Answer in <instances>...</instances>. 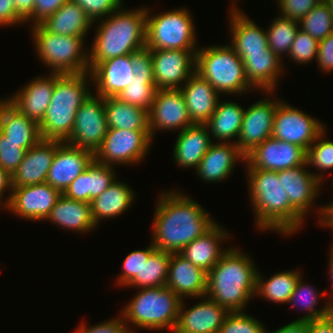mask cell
I'll return each mask as SVG.
<instances>
[{
	"instance_id": "28",
	"label": "cell",
	"mask_w": 333,
	"mask_h": 333,
	"mask_svg": "<svg viewBox=\"0 0 333 333\" xmlns=\"http://www.w3.org/2000/svg\"><path fill=\"white\" fill-rule=\"evenodd\" d=\"M223 227L215 223L207 232L185 246L179 253L196 267L208 273L227 251L219 244L229 239ZM225 239V240H224Z\"/></svg>"
},
{
	"instance_id": "37",
	"label": "cell",
	"mask_w": 333,
	"mask_h": 333,
	"mask_svg": "<svg viewBox=\"0 0 333 333\" xmlns=\"http://www.w3.org/2000/svg\"><path fill=\"white\" fill-rule=\"evenodd\" d=\"M301 272L296 270L276 273L267 280L258 271L255 295L274 303H287L295 289Z\"/></svg>"
},
{
	"instance_id": "35",
	"label": "cell",
	"mask_w": 333,
	"mask_h": 333,
	"mask_svg": "<svg viewBox=\"0 0 333 333\" xmlns=\"http://www.w3.org/2000/svg\"><path fill=\"white\" fill-rule=\"evenodd\" d=\"M245 109L236 102L219 101L216 110L206 123L210 135L214 139L223 143H228V140L233 139V143L237 142L240 134L243 115ZM236 140V141H235Z\"/></svg>"
},
{
	"instance_id": "41",
	"label": "cell",
	"mask_w": 333,
	"mask_h": 333,
	"mask_svg": "<svg viewBox=\"0 0 333 333\" xmlns=\"http://www.w3.org/2000/svg\"><path fill=\"white\" fill-rule=\"evenodd\" d=\"M299 29L309 33L318 42L333 33V16L325 0L317 4L299 21Z\"/></svg>"
},
{
	"instance_id": "15",
	"label": "cell",
	"mask_w": 333,
	"mask_h": 333,
	"mask_svg": "<svg viewBox=\"0 0 333 333\" xmlns=\"http://www.w3.org/2000/svg\"><path fill=\"white\" fill-rule=\"evenodd\" d=\"M193 125L180 89H160L148 111V127L151 139L157 130H178Z\"/></svg>"
},
{
	"instance_id": "11",
	"label": "cell",
	"mask_w": 333,
	"mask_h": 333,
	"mask_svg": "<svg viewBox=\"0 0 333 333\" xmlns=\"http://www.w3.org/2000/svg\"><path fill=\"white\" fill-rule=\"evenodd\" d=\"M325 129V125L305 112L277 99L272 137L296 144L306 151Z\"/></svg>"
},
{
	"instance_id": "13",
	"label": "cell",
	"mask_w": 333,
	"mask_h": 333,
	"mask_svg": "<svg viewBox=\"0 0 333 333\" xmlns=\"http://www.w3.org/2000/svg\"><path fill=\"white\" fill-rule=\"evenodd\" d=\"M307 151L293 143L267 138L245 155L247 169L281 171L306 163Z\"/></svg>"
},
{
	"instance_id": "54",
	"label": "cell",
	"mask_w": 333,
	"mask_h": 333,
	"mask_svg": "<svg viewBox=\"0 0 333 333\" xmlns=\"http://www.w3.org/2000/svg\"><path fill=\"white\" fill-rule=\"evenodd\" d=\"M63 195L77 201L89 203V165L72 181Z\"/></svg>"
},
{
	"instance_id": "3",
	"label": "cell",
	"mask_w": 333,
	"mask_h": 333,
	"mask_svg": "<svg viewBox=\"0 0 333 333\" xmlns=\"http://www.w3.org/2000/svg\"><path fill=\"white\" fill-rule=\"evenodd\" d=\"M230 246L207 273L206 296L229 312L243 311L256 295L257 273L254 261Z\"/></svg>"
},
{
	"instance_id": "48",
	"label": "cell",
	"mask_w": 333,
	"mask_h": 333,
	"mask_svg": "<svg viewBox=\"0 0 333 333\" xmlns=\"http://www.w3.org/2000/svg\"><path fill=\"white\" fill-rule=\"evenodd\" d=\"M26 150L21 143L7 140L0 132V166L11 176L17 170L25 156Z\"/></svg>"
},
{
	"instance_id": "10",
	"label": "cell",
	"mask_w": 333,
	"mask_h": 333,
	"mask_svg": "<svg viewBox=\"0 0 333 333\" xmlns=\"http://www.w3.org/2000/svg\"><path fill=\"white\" fill-rule=\"evenodd\" d=\"M150 130L108 128L94 159L105 165L134 164L143 160L152 144ZM115 163V164H114Z\"/></svg>"
},
{
	"instance_id": "12",
	"label": "cell",
	"mask_w": 333,
	"mask_h": 333,
	"mask_svg": "<svg viewBox=\"0 0 333 333\" xmlns=\"http://www.w3.org/2000/svg\"><path fill=\"white\" fill-rule=\"evenodd\" d=\"M107 131L104 98L92 93L79 107L72 133L65 142L95 154Z\"/></svg>"
},
{
	"instance_id": "22",
	"label": "cell",
	"mask_w": 333,
	"mask_h": 333,
	"mask_svg": "<svg viewBox=\"0 0 333 333\" xmlns=\"http://www.w3.org/2000/svg\"><path fill=\"white\" fill-rule=\"evenodd\" d=\"M165 286L181 300L206 296L207 273L189 262L180 253H172Z\"/></svg>"
},
{
	"instance_id": "21",
	"label": "cell",
	"mask_w": 333,
	"mask_h": 333,
	"mask_svg": "<svg viewBox=\"0 0 333 333\" xmlns=\"http://www.w3.org/2000/svg\"><path fill=\"white\" fill-rule=\"evenodd\" d=\"M62 141L40 139L29 148L12 174V187H23L46 182L57 147Z\"/></svg>"
},
{
	"instance_id": "40",
	"label": "cell",
	"mask_w": 333,
	"mask_h": 333,
	"mask_svg": "<svg viewBox=\"0 0 333 333\" xmlns=\"http://www.w3.org/2000/svg\"><path fill=\"white\" fill-rule=\"evenodd\" d=\"M269 29L266 30L269 49L281 60L284 52L290 51L291 44L299 30V21L291 20L282 16L276 17Z\"/></svg>"
},
{
	"instance_id": "32",
	"label": "cell",
	"mask_w": 333,
	"mask_h": 333,
	"mask_svg": "<svg viewBox=\"0 0 333 333\" xmlns=\"http://www.w3.org/2000/svg\"><path fill=\"white\" fill-rule=\"evenodd\" d=\"M47 220L63 229L81 233H88L96 227L92 220L90 203L77 201L63 194L57 199Z\"/></svg>"
},
{
	"instance_id": "49",
	"label": "cell",
	"mask_w": 333,
	"mask_h": 333,
	"mask_svg": "<svg viewBox=\"0 0 333 333\" xmlns=\"http://www.w3.org/2000/svg\"><path fill=\"white\" fill-rule=\"evenodd\" d=\"M78 4L92 20L98 21L99 18H106L114 11L122 8V0H71Z\"/></svg>"
},
{
	"instance_id": "64",
	"label": "cell",
	"mask_w": 333,
	"mask_h": 333,
	"mask_svg": "<svg viewBox=\"0 0 333 333\" xmlns=\"http://www.w3.org/2000/svg\"><path fill=\"white\" fill-rule=\"evenodd\" d=\"M6 101V99H0V107H1V105L4 103Z\"/></svg>"
},
{
	"instance_id": "58",
	"label": "cell",
	"mask_w": 333,
	"mask_h": 333,
	"mask_svg": "<svg viewBox=\"0 0 333 333\" xmlns=\"http://www.w3.org/2000/svg\"><path fill=\"white\" fill-rule=\"evenodd\" d=\"M12 188V176L0 166V207H8L11 198ZM7 189L9 190L10 194L8 195L9 197H7L6 200L3 202V195H5L4 192H6Z\"/></svg>"
},
{
	"instance_id": "8",
	"label": "cell",
	"mask_w": 333,
	"mask_h": 333,
	"mask_svg": "<svg viewBox=\"0 0 333 333\" xmlns=\"http://www.w3.org/2000/svg\"><path fill=\"white\" fill-rule=\"evenodd\" d=\"M32 39L41 62L54 74L89 72V53L85 37L60 35L46 31L40 24L32 25Z\"/></svg>"
},
{
	"instance_id": "1",
	"label": "cell",
	"mask_w": 333,
	"mask_h": 333,
	"mask_svg": "<svg viewBox=\"0 0 333 333\" xmlns=\"http://www.w3.org/2000/svg\"><path fill=\"white\" fill-rule=\"evenodd\" d=\"M176 191L160 194L151 241L157 250L171 253H179L216 223L199 203Z\"/></svg>"
},
{
	"instance_id": "20",
	"label": "cell",
	"mask_w": 333,
	"mask_h": 333,
	"mask_svg": "<svg viewBox=\"0 0 333 333\" xmlns=\"http://www.w3.org/2000/svg\"><path fill=\"white\" fill-rule=\"evenodd\" d=\"M186 310L184 299L179 306L178 321L173 333H218L229 311L207 296ZM185 308V309H184Z\"/></svg>"
},
{
	"instance_id": "24",
	"label": "cell",
	"mask_w": 333,
	"mask_h": 333,
	"mask_svg": "<svg viewBox=\"0 0 333 333\" xmlns=\"http://www.w3.org/2000/svg\"><path fill=\"white\" fill-rule=\"evenodd\" d=\"M90 73L97 90L96 96L117 97L131 84L134 77L131 54L107 59L99 63Z\"/></svg>"
},
{
	"instance_id": "38",
	"label": "cell",
	"mask_w": 333,
	"mask_h": 333,
	"mask_svg": "<svg viewBox=\"0 0 333 333\" xmlns=\"http://www.w3.org/2000/svg\"><path fill=\"white\" fill-rule=\"evenodd\" d=\"M171 254L156 249L149 257H143L140 278H133L125 287L141 289L165 286Z\"/></svg>"
},
{
	"instance_id": "29",
	"label": "cell",
	"mask_w": 333,
	"mask_h": 333,
	"mask_svg": "<svg viewBox=\"0 0 333 333\" xmlns=\"http://www.w3.org/2000/svg\"><path fill=\"white\" fill-rule=\"evenodd\" d=\"M243 60L246 79L257 90L273 93L277 86V80L283 73V60H281L269 48L264 53L239 55Z\"/></svg>"
},
{
	"instance_id": "5",
	"label": "cell",
	"mask_w": 333,
	"mask_h": 333,
	"mask_svg": "<svg viewBox=\"0 0 333 333\" xmlns=\"http://www.w3.org/2000/svg\"><path fill=\"white\" fill-rule=\"evenodd\" d=\"M88 79L92 81L90 72L56 74L50 105L39 124L41 139L65 142L70 137L79 107L92 94Z\"/></svg>"
},
{
	"instance_id": "55",
	"label": "cell",
	"mask_w": 333,
	"mask_h": 333,
	"mask_svg": "<svg viewBox=\"0 0 333 333\" xmlns=\"http://www.w3.org/2000/svg\"><path fill=\"white\" fill-rule=\"evenodd\" d=\"M316 62L324 73L333 70V33L319 41Z\"/></svg>"
},
{
	"instance_id": "51",
	"label": "cell",
	"mask_w": 333,
	"mask_h": 333,
	"mask_svg": "<svg viewBox=\"0 0 333 333\" xmlns=\"http://www.w3.org/2000/svg\"><path fill=\"white\" fill-rule=\"evenodd\" d=\"M85 325L81 323L74 333H135L133 329H129V325L127 326L121 316L94 326Z\"/></svg>"
},
{
	"instance_id": "59",
	"label": "cell",
	"mask_w": 333,
	"mask_h": 333,
	"mask_svg": "<svg viewBox=\"0 0 333 333\" xmlns=\"http://www.w3.org/2000/svg\"><path fill=\"white\" fill-rule=\"evenodd\" d=\"M333 176V175H332ZM332 186H333V179H332ZM316 214H319V225L325 226L327 228L333 227V202L328 203L327 205H323V207L317 208ZM321 217V218H320Z\"/></svg>"
},
{
	"instance_id": "14",
	"label": "cell",
	"mask_w": 333,
	"mask_h": 333,
	"mask_svg": "<svg viewBox=\"0 0 333 333\" xmlns=\"http://www.w3.org/2000/svg\"><path fill=\"white\" fill-rule=\"evenodd\" d=\"M197 50H151L154 82L160 89H180L195 72Z\"/></svg>"
},
{
	"instance_id": "16",
	"label": "cell",
	"mask_w": 333,
	"mask_h": 333,
	"mask_svg": "<svg viewBox=\"0 0 333 333\" xmlns=\"http://www.w3.org/2000/svg\"><path fill=\"white\" fill-rule=\"evenodd\" d=\"M61 193L48 183L13 187L7 209L28 221L46 220Z\"/></svg>"
},
{
	"instance_id": "34",
	"label": "cell",
	"mask_w": 333,
	"mask_h": 333,
	"mask_svg": "<svg viewBox=\"0 0 333 333\" xmlns=\"http://www.w3.org/2000/svg\"><path fill=\"white\" fill-rule=\"evenodd\" d=\"M92 24L85 11L71 0L65 2L59 10L40 23L50 33L78 37H86Z\"/></svg>"
},
{
	"instance_id": "52",
	"label": "cell",
	"mask_w": 333,
	"mask_h": 333,
	"mask_svg": "<svg viewBox=\"0 0 333 333\" xmlns=\"http://www.w3.org/2000/svg\"><path fill=\"white\" fill-rule=\"evenodd\" d=\"M131 62L135 78H154L151 49L144 47L134 52Z\"/></svg>"
},
{
	"instance_id": "42",
	"label": "cell",
	"mask_w": 333,
	"mask_h": 333,
	"mask_svg": "<svg viewBox=\"0 0 333 333\" xmlns=\"http://www.w3.org/2000/svg\"><path fill=\"white\" fill-rule=\"evenodd\" d=\"M154 78H135L117 96L122 101L149 111L157 92Z\"/></svg>"
},
{
	"instance_id": "23",
	"label": "cell",
	"mask_w": 333,
	"mask_h": 333,
	"mask_svg": "<svg viewBox=\"0 0 333 333\" xmlns=\"http://www.w3.org/2000/svg\"><path fill=\"white\" fill-rule=\"evenodd\" d=\"M56 74L34 78L21 91L6 98L14 107L38 125L42 122L50 105L55 87Z\"/></svg>"
},
{
	"instance_id": "61",
	"label": "cell",
	"mask_w": 333,
	"mask_h": 333,
	"mask_svg": "<svg viewBox=\"0 0 333 333\" xmlns=\"http://www.w3.org/2000/svg\"><path fill=\"white\" fill-rule=\"evenodd\" d=\"M17 13L26 20L32 13L35 0H12Z\"/></svg>"
},
{
	"instance_id": "33",
	"label": "cell",
	"mask_w": 333,
	"mask_h": 333,
	"mask_svg": "<svg viewBox=\"0 0 333 333\" xmlns=\"http://www.w3.org/2000/svg\"><path fill=\"white\" fill-rule=\"evenodd\" d=\"M134 195L131 187L115 179L105 191L90 202L94 224L97 226L99 220L118 217L123 214L132 205Z\"/></svg>"
},
{
	"instance_id": "2",
	"label": "cell",
	"mask_w": 333,
	"mask_h": 333,
	"mask_svg": "<svg viewBox=\"0 0 333 333\" xmlns=\"http://www.w3.org/2000/svg\"><path fill=\"white\" fill-rule=\"evenodd\" d=\"M252 209L257 229L291 235L302 227L305 219L291 206L282 177L278 172L246 169Z\"/></svg>"
},
{
	"instance_id": "62",
	"label": "cell",
	"mask_w": 333,
	"mask_h": 333,
	"mask_svg": "<svg viewBox=\"0 0 333 333\" xmlns=\"http://www.w3.org/2000/svg\"><path fill=\"white\" fill-rule=\"evenodd\" d=\"M332 229H333V227H332ZM333 231V230H332ZM331 249V251H330V253H329V256H330V259H329V270H330V272H329V275L331 276L330 278H331V280H332V285H333V246L332 247H330ZM332 288H333V286H332ZM332 292H333V289L331 290ZM333 295V294H332ZM330 296V297H333V296ZM329 300H328V303L330 304V306L333 308V298H328Z\"/></svg>"
},
{
	"instance_id": "36",
	"label": "cell",
	"mask_w": 333,
	"mask_h": 333,
	"mask_svg": "<svg viewBox=\"0 0 333 333\" xmlns=\"http://www.w3.org/2000/svg\"><path fill=\"white\" fill-rule=\"evenodd\" d=\"M108 128L149 130L148 111L117 97L104 98Z\"/></svg>"
},
{
	"instance_id": "60",
	"label": "cell",
	"mask_w": 333,
	"mask_h": 333,
	"mask_svg": "<svg viewBox=\"0 0 333 333\" xmlns=\"http://www.w3.org/2000/svg\"><path fill=\"white\" fill-rule=\"evenodd\" d=\"M267 332L268 330H265V333ZM268 333H308V321L294 320V322L288 323L287 325L274 330V332Z\"/></svg>"
},
{
	"instance_id": "50",
	"label": "cell",
	"mask_w": 333,
	"mask_h": 333,
	"mask_svg": "<svg viewBox=\"0 0 333 333\" xmlns=\"http://www.w3.org/2000/svg\"><path fill=\"white\" fill-rule=\"evenodd\" d=\"M323 0H282L277 3L282 17L300 21Z\"/></svg>"
},
{
	"instance_id": "45",
	"label": "cell",
	"mask_w": 333,
	"mask_h": 333,
	"mask_svg": "<svg viewBox=\"0 0 333 333\" xmlns=\"http://www.w3.org/2000/svg\"><path fill=\"white\" fill-rule=\"evenodd\" d=\"M319 42L314 39L309 33L299 29L296 33L295 39L291 44L288 53L290 60L297 62V64H307L317 60Z\"/></svg>"
},
{
	"instance_id": "7",
	"label": "cell",
	"mask_w": 333,
	"mask_h": 333,
	"mask_svg": "<svg viewBox=\"0 0 333 333\" xmlns=\"http://www.w3.org/2000/svg\"><path fill=\"white\" fill-rule=\"evenodd\" d=\"M195 72L207 80L219 94L237 96L255 89L246 79L243 60L229 44L198 48Z\"/></svg>"
},
{
	"instance_id": "6",
	"label": "cell",
	"mask_w": 333,
	"mask_h": 333,
	"mask_svg": "<svg viewBox=\"0 0 333 333\" xmlns=\"http://www.w3.org/2000/svg\"><path fill=\"white\" fill-rule=\"evenodd\" d=\"M181 299L167 286L141 288L120 315L138 328L175 330Z\"/></svg>"
},
{
	"instance_id": "4",
	"label": "cell",
	"mask_w": 333,
	"mask_h": 333,
	"mask_svg": "<svg viewBox=\"0 0 333 333\" xmlns=\"http://www.w3.org/2000/svg\"><path fill=\"white\" fill-rule=\"evenodd\" d=\"M147 8H120L99 19L89 52V72L99 63L118 56L133 54L146 47Z\"/></svg>"
},
{
	"instance_id": "44",
	"label": "cell",
	"mask_w": 333,
	"mask_h": 333,
	"mask_svg": "<svg viewBox=\"0 0 333 333\" xmlns=\"http://www.w3.org/2000/svg\"><path fill=\"white\" fill-rule=\"evenodd\" d=\"M266 328L244 311L229 312L218 333H265Z\"/></svg>"
},
{
	"instance_id": "26",
	"label": "cell",
	"mask_w": 333,
	"mask_h": 333,
	"mask_svg": "<svg viewBox=\"0 0 333 333\" xmlns=\"http://www.w3.org/2000/svg\"><path fill=\"white\" fill-rule=\"evenodd\" d=\"M237 160L245 161V155L233 142H215L201 159L196 171L205 182H221L228 178Z\"/></svg>"
},
{
	"instance_id": "57",
	"label": "cell",
	"mask_w": 333,
	"mask_h": 333,
	"mask_svg": "<svg viewBox=\"0 0 333 333\" xmlns=\"http://www.w3.org/2000/svg\"><path fill=\"white\" fill-rule=\"evenodd\" d=\"M308 333H333V314L323 319L308 321Z\"/></svg>"
},
{
	"instance_id": "47",
	"label": "cell",
	"mask_w": 333,
	"mask_h": 333,
	"mask_svg": "<svg viewBox=\"0 0 333 333\" xmlns=\"http://www.w3.org/2000/svg\"><path fill=\"white\" fill-rule=\"evenodd\" d=\"M148 248L143 250H134L130 252L123 261V272L118 276L115 283L120 286H126L133 278H140L141 267L143 264V257H149L156 248L152 243Z\"/></svg>"
},
{
	"instance_id": "17",
	"label": "cell",
	"mask_w": 333,
	"mask_h": 333,
	"mask_svg": "<svg viewBox=\"0 0 333 333\" xmlns=\"http://www.w3.org/2000/svg\"><path fill=\"white\" fill-rule=\"evenodd\" d=\"M277 100H258L244 111L236 145L246 155L254 147L272 136Z\"/></svg>"
},
{
	"instance_id": "46",
	"label": "cell",
	"mask_w": 333,
	"mask_h": 333,
	"mask_svg": "<svg viewBox=\"0 0 333 333\" xmlns=\"http://www.w3.org/2000/svg\"><path fill=\"white\" fill-rule=\"evenodd\" d=\"M113 167L95 159L89 164V203L114 182L117 176Z\"/></svg>"
},
{
	"instance_id": "19",
	"label": "cell",
	"mask_w": 333,
	"mask_h": 333,
	"mask_svg": "<svg viewBox=\"0 0 333 333\" xmlns=\"http://www.w3.org/2000/svg\"><path fill=\"white\" fill-rule=\"evenodd\" d=\"M94 159L88 150L61 142L56 149L52 164L46 177V183L61 194L72 181L80 175Z\"/></svg>"
},
{
	"instance_id": "9",
	"label": "cell",
	"mask_w": 333,
	"mask_h": 333,
	"mask_svg": "<svg viewBox=\"0 0 333 333\" xmlns=\"http://www.w3.org/2000/svg\"><path fill=\"white\" fill-rule=\"evenodd\" d=\"M146 15V47L151 50H198L195 24L187 8ZM150 14V15H149Z\"/></svg>"
},
{
	"instance_id": "39",
	"label": "cell",
	"mask_w": 333,
	"mask_h": 333,
	"mask_svg": "<svg viewBox=\"0 0 333 333\" xmlns=\"http://www.w3.org/2000/svg\"><path fill=\"white\" fill-rule=\"evenodd\" d=\"M303 277H299L295 289L288 301V303H292V307L299 306L302 310H306V314L297 320H319L326 318L333 314V308L327 302L325 303L324 307L320 309H316L315 306L319 302V297L325 296V293H317L318 291L312 288L311 285L305 284L303 281ZM320 295V296H319Z\"/></svg>"
},
{
	"instance_id": "63",
	"label": "cell",
	"mask_w": 333,
	"mask_h": 333,
	"mask_svg": "<svg viewBox=\"0 0 333 333\" xmlns=\"http://www.w3.org/2000/svg\"><path fill=\"white\" fill-rule=\"evenodd\" d=\"M325 1L329 5L330 11H331L332 16H333V0H325Z\"/></svg>"
},
{
	"instance_id": "43",
	"label": "cell",
	"mask_w": 333,
	"mask_h": 333,
	"mask_svg": "<svg viewBox=\"0 0 333 333\" xmlns=\"http://www.w3.org/2000/svg\"><path fill=\"white\" fill-rule=\"evenodd\" d=\"M325 131L326 129L318 135L306 155L307 165H312L322 172L333 169V141L326 140Z\"/></svg>"
},
{
	"instance_id": "31",
	"label": "cell",
	"mask_w": 333,
	"mask_h": 333,
	"mask_svg": "<svg viewBox=\"0 0 333 333\" xmlns=\"http://www.w3.org/2000/svg\"><path fill=\"white\" fill-rule=\"evenodd\" d=\"M0 132L7 140L21 143V148L26 151L41 139L39 125L7 99L0 107Z\"/></svg>"
},
{
	"instance_id": "25",
	"label": "cell",
	"mask_w": 333,
	"mask_h": 333,
	"mask_svg": "<svg viewBox=\"0 0 333 333\" xmlns=\"http://www.w3.org/2000/svg\"><path fill=\"white\" fill-rule=\"evenodd\" d=\"M180 90L185 98L189 117L193 124H206L219 102V93L198 73L194 72Z\"/></svg>"
},
{
	"instance_id": "56",
	"label": "cell",
	"mask_w": 333,
	"mask_h": 333,
	"mask_svg": "<svg viewBox=\"0 0 333 333\" xmlns=\"http://www.w3.org/2000/svg\"><path fill=\"white\" fill-rule=\"evenodd\" d=\"M25 20L17 13L12 0H0V26L22 24Z\"/></svg>"
},
{
	"instance_id": "27",
	"label": "cell",
	"mask_w": 333,
	"mask_h": 333,
	"mask_svg": "<svg viewBox=\"0 0 333 333\" xmlns=\"http://www.w3.org/2000/svg\"><path fill=\"white\" fill-rule=\"evenodd\" d=\"M232 6V9H229L232 35L229 45L238 55L264 53L269 48L266 30L259 28L233 3Z\"/></svg>"
},
{
	"instance_id": "30",
	"label": "cell",
	"mask_w": 333,
	"mask_h": 333,
	"mask_svg": "<svg viewBox=\"0 0 333 333\" xmlns=\"http://www.w3.org/2000/svg\"><path fill=\"white\" fill-rule=\"evenodd\" d=\"M206 124H193L180 131L173 150L174 162L187 169L198 167L213 144Z\"/></svg>"
},
{
	"instance_id": "53",
	"label": "cell",
	"mask_w": 333,
	"mask_h": 333,
	"mask_svg": "<svg viewBox=\"0 0 333 333\" xmlns=\"http://www.w3.org/2000/svg\"><path fill=\"white\" fill-rule=\"evenodd\" d=\"M67 1L69 0H35L33 13L25 20V23L31 20L32 25L42 23Z\"/></svg>"
},
{
	"instance_id": "18",
	"label": "cell",
	"mask_w": 333,
	"mask_h": 333,
	"mask_svg": "<svg viewBox=\"0 0 333 333\" xmlns=\"http://www.w3.org/2000/svg\"><path fill=\"white\" fill-rule=\"evenodd\" d=\"M307 162L295 168L277 171L291 206L304 218L313 206L322 184L323 173L309 172ZM322 174V175H321ZM322 177V178H321Z\"/></svg>"
}]
</instances>
